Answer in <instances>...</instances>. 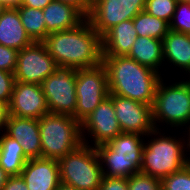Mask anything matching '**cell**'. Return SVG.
Returning a JSON list of instances; mask_svg holds the SVG:
<instances>
[{"label": "cell", "mask_w": 190, "mask_h": 190, "mask_svg": "<svg viewBox=\"0 0 190 190\" xmlns=\"http://www.w3.org/2000/svg\"><path fill=\"white\" fill-rule=\"evenodd\" d=\"M43 43L60 67L77 70L102 63V37L87 18L73 29L49 33Z\"/></svg>", "instance_id": "obj_1"}, {"label": "cell", "mask_w": 190, "mask_h": 190, "mask_svg": "<svg viewBox=\"0 0 190 190\" xmlns=\"http://www.w3.org/2000/svg\"><path fill=\"white\" fill-rule=\"evenodd\" d=\"M109 94L153 106L161 74L127 56L103 55Z\"/></svg>", "instance_id": "obj_2"}, {"label": "cell", "mask_w": 190, "mask_h": 190, "mask_svg": "<svg viewBox=\"0 0 190 190\" xmlns=\"http://www.w3.org/2000/svg\"><path fill=\"white\" fill-rule=\"evenodd\" d=\"M140 136L142 135L122 132L110 141L95 147L103 176L129 178L133 174L140 173L144 148Z\"/></svg>", "instance_id": "obj_3"}, {"label": "cell", "mask_w": 190, "mask_h": 190, "mask_svg": "<svg viewBox=\"0 0 190 190\" xmlns=\"http://www.w3.org/2000/svg\"><path fill=\"white\" fill-rule=\"evenodd\" d=\"M41 158L59 160L83 144L81 123L73 116L47 113L39 119Z\"/></svg>", "instance_id": "obj_4"}, {"label": "cell", "mask_w": 190, "mask_h": 190, "mask_svg": "<svg viewBox=\"0 0 190 190\" xmlns=\"http://www.w3.org/2000/svg\"><path fill=\"white\" fill-rule=\"evenodd\" d=\"M164 134L144 143L140 169L141 173L160 180L180 171L188 164V157L185 154L186 147H184L186 141L182 138L176 139V136L174 138L163 136Z\"/></svg>", "instance_id": "obj_5"}, {"label": "cell", "mask_w": 190, "mask_h": 190, "mask_svg": "<svg viewBox=\"0 0 190 190\" xmlns=\"http://www.w3.org/2000/svg\"><path fill=\"white\" fill-rule=\"evenodd\" d=\"M60 181L78 190H98L103 178L102 166L94 146L83 143L58 160Z\"/></svg>", "instance_id": "obj_6"}, {"label": "cell", "mask_w": 190, "mask_h": 190, "mask_svg": "<svg viewBox=\"0 0 190 190\" xmlns=\"http://www.w3.org/2000/svg\"><path fill=\"white\" fill-rule=\"evenodd\" d=\"M162 78L157 85L152 106L153 124L163 122L171 127L190 124V80L166 86ZM157 121V122H156Z\"/></svg>", "instance_id": "obj_7"}, {"label": "cell", "mask_w": 190, "mask_h": 190, "mask_svg": "<svg viewBox=\"0 0 190 190\" xmlns=\"http://www.w3.org/2000/svg\"><path fill=\"white\" fill-rule=\"evenodd\" d=\"M109 96L108 77L105 66L76 70L77 104L73 117L80 123Z\"/></svg>", "instance_id": "obj_8"}, {"label": "cell", "mask_w": 190, "mask_h": 190, "mask_svg": "<svg viewBox=\"0 0 190 190\" xmlns=\"http://www.w3.org/2000/svg\"><path fill=\"white\" fill-rule=\"evenodd\" d=\"M41 87L50 113L74 115L77 104L75 69L59 66L41 83Z\"/></svg>", "instance_id": "obj_9"}, {"label": "cell", "mask_w": 190, "mask_h": 190, "mask_svg": "<svg viewBox=\"0 0 190 190\" xmlns=\"http://www.w3.org/2000/svg\"><path fill=\"white\" fill-rule=\"evenodd\" d=\"M145 4L146 0H92L87 19L102 37L113 26L144 11Z\"/></svg>", "instance_id": "obj_10"}, {"label": "cell", "mask_w": 190, "mask_h": 190, "mask_svg": "<svg viewBox=\"0 0 190 190\" xmlns=\"http://www.w3.org/2000/svg\"><path fill=\"white\" fill-rule=\"evenodd\" d=\"M115 115L123 133L161 135L153 124L152 106L119 95L109 94ZM147 134V135H146Z\"/></svg>", "instance_id": "obj_11"}, {"label": "cell", "mask_w": 190, "mask_h": 190, "mask_svg": "<svg viewBox=\"0 0 190 190\" xmlns=\"http://www.w3.org/2000/svg\"><path fill=\"white\" fill-rule=\"evenodd\" d=\"M58 67L45 44L33 42L18 53L15 81L41 85Z\"/></svg>", "instance_id": "obj_12"}, {"label": "cell", "mask_w": 190, "mask_h": 190, "mask_svg": "<svg viewBox=\"0 0 190 190\" xmlns=\"http://www.w3.org/2000/svg\"><path fill=\"white\" fill-rule=\"evenodd\" d=\"M41 85L15 81L7 114L21 118L40 119L49 113Z\"/></svg>", "instance_id": "obj_13"}, {"label": "cell", "mask_w": 190, "mask_h": 190, "mask_svg": "<svg viewBox=\"0 0 190 190\" xmlns=\"http://www.w3.org/2000/svg\"><path fill=\"white\" fill-rule=\"evenodd\" d=\"M85 130H87L88 136L91 134L90 136L93 138L91 141L95 143L93 145L94 147L106 143L122 133L115 115L113 101L109 97L104 99L99 106L81 122L83 143L88 142L85 138Z\"/></svg>", "instance_id": "obj_14"}, {"label": "cell", "mask_w": 190, "mask_h": 190, "mask_svg": "<svg viewBox=\"0 0 190 190\" xmlns=\"http://www.w3.org/2000/svg\"><path fill=\"white\" fill-rule=\"evenodd\" d=\"M5 130L4 132L8 136L17 140L22 145L24 155L28 159L41 158L38 119L21 118L7 114Z\"/></svg>", "instance_id": "obj_15"}, {"label": "cell", "mask_w": 190, "mask_h": 190, "mask_svg": "<svg viewBox=\"0 0 190 190\" xmlns=\"http://www.w3.org/2000/svg\"><path fill=\"white\" fill-rule=\"evenodd\" d=\"M20 175L28 190H56L61 182L58 160L54 159H29Z\"/></svg>", "instance_id": "obj_16"}, {"label": "cell", "mask_w": 190, "mask_h": 190, "mask_svg": "<svg viewBox=\"0 0 190 190\" xmlns=\"http://www.w3.org/2000/svg\"><path fill=\"white\" fill-rule=\"evenodd\" d=\"M137 38L133 19L122 21L102 36V55L127 56Z\"/></svg>", "instance_id": "obj_17"}, {"label": "cell", "mask_w": 190, "mask_h": 190, "mask_svg": "<svg viewBox=\"0 0 190 190\" xmlns=\"http://www.w3.org/2000/svg\"><path fill=\"white\" fill-rule=\"evenodd\" d=\"M42 11L49 33L73 29L86 19L76 7L58 0L51 1Z\"/></svg>", "instance_id": "obj_18"}, {"label": "cell", "mask_w": 190, "mask_h": 190, "mask_svg": "<svg viewBox=\"0 0 190 190\" xmlns=\"http://www.w3.org/2000/svg\"><path fill=\"white\" fill-rule=\"evenodd\" d=\"M32 43L21 23L17 8H5L0 15V44L20 51Z\"/></svg>", "instance_id": "obj_19"}, {"label": "cell", "mask_w": 190, "mask_h": 190, "mask_svg": "<svg viewBox=\"0 0 190 190\" xmlns=\"http://www.w3.org/2000/svg\"><path fill=\"white\" fill-rule=\"evenodd\" d=\"M162 43L163 59L190 73V34L169 30Z\"/></svg>", "instance_id": "obj_20"}, {"label": "cell", "mask_w": 190, "mask_h": 190, "mask_svg": "<svg viewBox=\"0 0 190 190\" xmlns=\"http://www.w3.org/2000/svg\"><path fill=\"white\" fill-rule=\"evenodd\" d=\"M127 57L159 73V67L162 65V62L165 61L163 59L162 40L138 36Z\"/></svg>", "instance_id": "obj_21"}, {"label": "cell", "mask_w": 190, "mask_h": 190, "mask_svg": "<svg viewBox=\"0 0 190 190\" xmlns=\"http://www.w3.org/2000/svg\"><path fill=\"white\" fill-rule=\"evenodd\" d=\"M29 159L22 145L5 132L0 136V166L10 175H20Z\"/></svg>", "instance_id": "obj_22"}, {"label": "cell", "mask_w": 190, "mask_h": 190, "mask_svg": "<svg viewBox=\"0 0 190 190\" xmlns=\"http://www.w3.org/2000/svg\"><path fill=\"white\" fill-rule=\"evenodd\" d=\"M21 23L33 42H43L49 32L46 29L45 17L41 9L19 5L17 7Z\"/></svg>", "instance_id": "obj_23"}, {"label": "cell", "mask_w": 190, "mask_h": 190, "mask_svg": "<svg viewBox=\"0 0 190 190\" xmlns=\"http://www.w3.org/2000/svg\"><path fill=\"white\" fill-rule=\"evenodd\" d=\"M133 24L139 37L163 40L170 30L168 22L148 14L145 10L133 18Z\"/></svg>", "instance_id": "obj_24"}, {"label": "cell", "mask_w": 190, "mask_h": 190, "mask_svg": "<svg viewBox=\"0 0 190 190\" xmlns=\"http://www.w3.org/2000/svg\"><path fill=\"white\" fill-rule=\"evenodd\" d=\"M177 3V0H146L145 11L170 23Z\"/></svg>", "instance_id": "obj_25"}, {"label": "cell", "mask_w": 190, "mask_h": 190, "mask_svg": "<svg viewBox=\"0 0 190 190\" xmlns=\"http://www.w3.org/2000/svg\"><path fill=\"white\" fill-rule=\"evenodd\" d=\"M169 29L190 34V2H178Z\"/></svg>", "instance_id": "obj_26"}, {"label": "cell", "mask_w": 190, "mask_h": 190, "mask_svg": "<svg viewBox=\"0 0 190 190\" xmlns=\"http://www.w3.org/2000/svg\"><path fill=\"white\" fill-rule=\"evenodd\" d=\"M162 190H190V167L186 165L180 171L161 179Z\"/></svg>", "instance_id": "obj_27"}, {"label": "cell", "mask_w": 190, "mask_h": 190, "mask_svg": "<svg viewBox=\"0 0 190 190\" xmlns=\"http://www.w3.org/2000/svg\"><path fill=\"white\" fill-rule=\"evenodd\" d=\"M128 190H162L161 180L143 173L128 178Z\"/></svg>", "instance_id": "obj_28"}, {"label": "cell", "mask_w": 190, "mask_h": 190, "mask_svg": "<svg viewBox=\"0 0 190 190\" xmlns=\"http://www.w3.org/2000/svg\"><path fill=\"white\" fill-rule=\"evenodd\" d=\"M15 83L14 73L0 69V104L8 106Z\"/></svg>", "instance_id": "obj_29"}, {"label": "cell", "mask_w": 190, "mask_h": 190, "mask_svg": "<svg viewBox=\"0 0 190 190\" xmlns=\"http://www.w3.org/2000/svg\"><path fill=\"white\" fill-rule=\"evenodd\" d=\"M19 51L0 44V69L15 73Z\"/></svg>", "instance_id": "obj_30"}, {"label": "cell", "mask_w": 190, "mask_h": 190, "mask_svg": "<svg viewBox=\"0 0 190 190\" xmlns=\"http://www.w3.org/2000/svg\"><path fill=\"white\" fill-rule=\"evenodd\" d=\"M98 190H128V178L103 176Z\"/></svg>", "instance_id": "obj_31"}, {"label": "cell", "mask_w": 190, "mask_h": 190, "mask_svg": "<svg viewBox=\"0 0 190 190\" xmlns=\"http://www.w3.org/2000/svg\"><path fill=\"white\" fill-rule=\"evenodd\" d=\"M2 190H28V187L21 175H14L9 176Z\"/></svg>", "instance_id": "obj_32"}, {"label": "cell", "mask_w": 190, "mask_h": 190, "mask_svg": "<svg viewBox=\"0 0 190 190\" xmlns=\"http://www.w3.org/2000/svg\"><path fill=\"white\" fill-rule=\"evenodd\" d=\"M76 7L86 18L89 15L92 0H58Z\"/></svg>", "instance_id": "obj_33"}, {"label": "cell", "mask_w": 190, "mask_h": 190, "mask_svg": "<svg viewBox=\"0 0 190 190\" xmlns=\"http://www.w3.org/2000/svg\"><path fill=\"white\" fill-rule=\"evenodd\" d=\"M53 0H20V5L36 9H44Z\"/></svg>", "instance_id": "obj_34"}, {"label": "cell", "mask_w": 190, "mask_h": 190, "mask_svg": "<svg viewBox=\"0 0 190 190\" xmlns=\"http://www.w3.org/2000/svg\"><path fill=\"white\" fill-rule=\"evenodd\" d=\"M7 117V106L0 104V131L3 129L5 131Z\"/></svg>", "instance_id": "obj_35"}, {"label": "cell", "mask_w": 190, "mask_h": 190, "mask_svg": "<svg viewBox=\"0 0 190 190\" xmlns=\"http://www.w3.org/2000/svg\"><path fill=\"white\" fill-rule=\"evenodd\" d=\"M9 176L10 175L0 166V190H2L7 183Z\"/></svg>", "instance_id": "obj_36"}, {"label": "cell", "mask_w": 190, "mask_h": 190, "mask_svg": "<svg viewBox=\"0 0 190 190\" xmlns=\"http://www.w3.org/2000/svg\"><path fill=\"white\" fill-rule=\"evenodd\" d=\"M0 2L6 7V8H17L20 5V0H0Z\"/></svg>", "instance_id": "obj_37"}, {"label": "cell", "mask_w": 190, "mask_h": 190, "mask_svg": "<svg viewBox=\"0 0 190 190\" xmlns=\"http://www.w3.org/2000/svg\"><path fill=\"white\" fill-rule=\"evenodd\" d=\"M56 190H78L76 187L60 182Z\"/></svg>", "instance_id": "obj_38"}, {"label": "cell", "mask_w": 190, "mask_h": 190, "mask_svg": "<svg viewBox=\"0 0 190 190\" xmlns=\"http://www.w3.org/2000/svg\"><path fill=\"white\" fill-rule=\"evenodd\" d=\"M187 132H188L187 133L188 134V139L186 140L187 141L186 149L188 148V150H189L190 149V125H189V130Z\"/></svg>", "instance_id": "obj_39"}, {"label": "cell", "mask_w": 190, "mask_h": 190, "mask_svg": "<svg viewBox=\"0 0 190 190\" xmlns=\"http://www.w3.org/2000/svg\"><path fill=\"white\" fill-rule=\"evenodd\" d=\"M6 7L0 2V15Z\"/></svg>", "instance_id": "obj_40"}, {"label": "cell", "mask_w": 190, "mask_h": 190, "mask_svg": "<svg viewBox=\"0 0 190 190\" xmlns=\"http://www.w3.org/2000/svg\"><path fill=\"white\" fill-rule=\"evenodd\" d=\"M177 2H190V0H177Z\"/></svg>", "instance_id": "obj_41"}, {"label": "cell", "mask_w": 190, "mask_h": 190, "mask_svg": "<svg viewBox=\"0 0 190 190\" xmlns=\"http://www.w3.org/2000/svg\"><path fill=\"white\" fill-rule=\"evenodd\" d=\"M187 160H188V166L190 167V157L189 158H187Z\"/></svg>", "instance_id": "obj_42"}]
</instances>
